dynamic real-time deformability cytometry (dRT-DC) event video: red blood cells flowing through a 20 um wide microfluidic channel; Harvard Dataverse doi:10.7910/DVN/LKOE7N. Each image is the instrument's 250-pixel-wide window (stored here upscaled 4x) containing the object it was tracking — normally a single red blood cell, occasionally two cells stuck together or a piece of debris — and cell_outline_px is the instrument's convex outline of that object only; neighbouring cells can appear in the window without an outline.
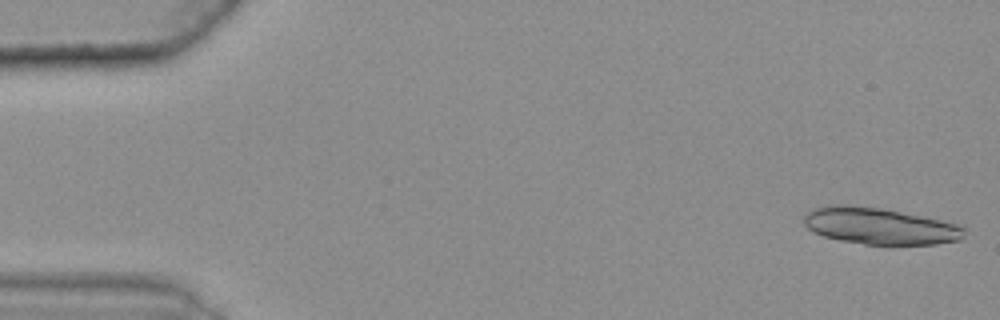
{"species": "common noctule bat (a hibernating species)", "species_latin": "Nyctalus noctula", "temperature_condition": "warm", "stored_images_in_passage": 46, "camera_frame_rate_fps": 3000, "um_per_image_px": 0.085, "animal": {"sex": "female", "body_mass_g": 25.1}, "frame": {"image": 1, "passage_image": 1, "time_ms": 0.0, "image_size_px": [1000, 320], "cell_outline_px": [[964, 240], [936, 244], [864, 244], [840, 240], [824, 236], [808, 228], [804, 224], [804, 216], [808, 212], [816, 208], [828, 204], [848, 204], [880, 208], [924, 216], [956, 224], [964, 228]], "centroid_in_image_um": [74.79, 19.21], "position_along_channel_um": 10.2, "area_um2": 34.1}}
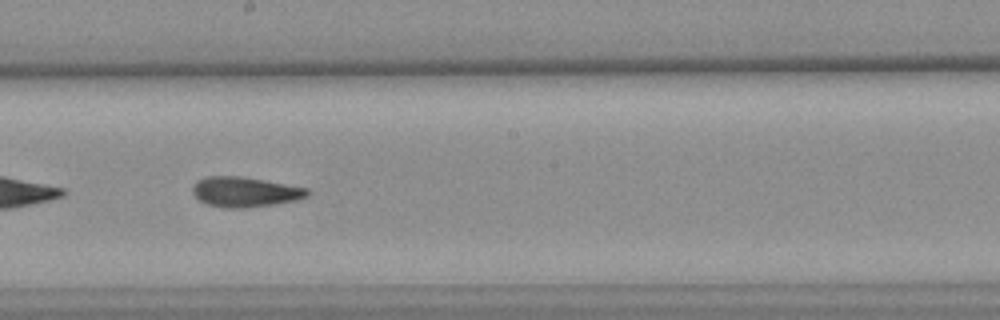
{"frame": {"image": 2, "passage_image": 31, "time_ms": 10.0, "image_size_px": [1000, 320], "cell_outline_px": [[312, 192], [308, 196], [296, 200], [276, 204], [244, 208], [224, 208], [208, 204], [200, 200], [192, 192], [192, 188], [196, 180], [204, 176], [240, 176], [264, 180], [308, 188]], "centroid_in_image_um": [20.83, 16.31], "position_along_channel_um": 227.4, "area_um2": 20.23}}
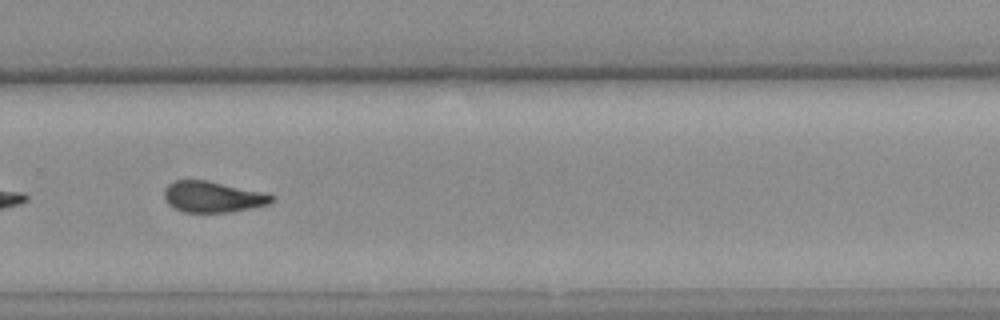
{"frame": {"image": 3, "passage_image": 38, "time_ms": 12.333, "image_size_px": [1000, 320], "cell_outline_px": [[276, 200], [268, 204], [252, 208], [232, 212], [184, 212], [168, 204], [164, 200], [164, 188], [168, 184], [176, 180], [204, 180], [264, 192], [276, 196]], "centroid_in_image_um": [18.1, 16.73], "position_along_channel_um": 311.7, "area_um2": 19.48}, "authors_computed_cell_mechanics": {"area_um2": 20.4034, "velocity_mm_per_s": 3.6294, "shape_relaxation_time_tau1_ms": null, "shape_relaxation_time_tau2_ms": 2.174, "deformation_change_tau1": null, "deformation_change_tau2": 0.0964}}